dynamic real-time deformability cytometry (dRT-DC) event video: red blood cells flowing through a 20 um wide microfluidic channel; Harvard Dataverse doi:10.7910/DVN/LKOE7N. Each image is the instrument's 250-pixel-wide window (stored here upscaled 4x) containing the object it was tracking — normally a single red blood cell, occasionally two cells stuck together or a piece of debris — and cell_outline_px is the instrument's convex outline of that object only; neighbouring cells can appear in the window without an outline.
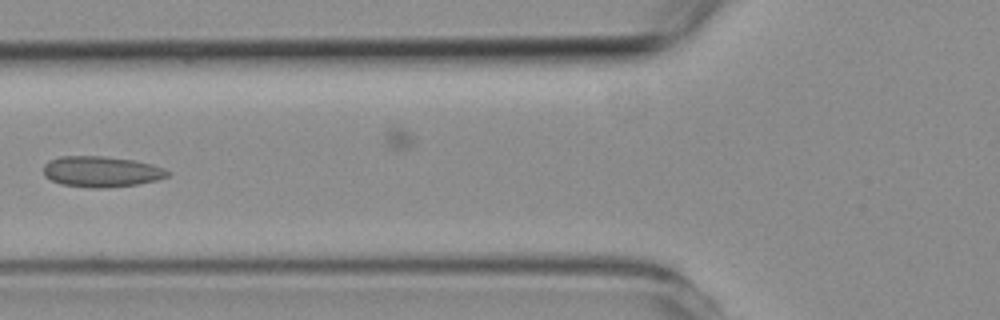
{"species": "common noctule bat (a hibernating species)", "species_latin": "Nyctalus noctula", "temperature_condition": "room temperature", "stored_images_in_passage": 8, "camera_frame_rate_fps": 3000, "um_per_image_px": 0.085, "animal": {"sex": "female", "body_mass_g": 19.3, "forearm_length_mm": 54.1}, "frame": {"image": 1, "passage_image": 6, "time_ms": 6.0, "image_size_px": [1000, 320], "cell_outline_px": [[172, 172], [168, 176], [156, 180], [136, 184], [108, 188], [88, 188], [60, 184], [44, 176], [44, 164], [48, 160], [60, 156], [104, 156], [132, 160], [152, 164], [164, 168]], "centroid_in_image_um": [8.6, 14.59], "position_along_channel_um": 117.2, "area_um2": 22.43}}
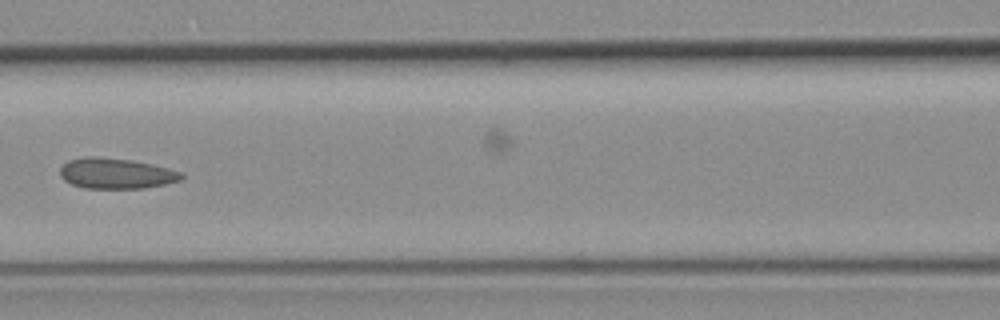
{"frame": {"image": 2, "passage_image": 7, "time_ms": 7.0, "image_size_px": [1000, 320], "cell_outline_px": [[184, 176], [180, 180], [164, 184], [144, 188], [84, 188], [72, 184], [64, 180], [60, 176], [60, 168], [68, 160], [84, 156], [100, 156], [132, 160], [152, 164], [168, 168], [180, 172]], "centroid_in_image_um": [9.83, 14.73], "position_along_channel_um": 156.8, "area_um2": 21.68}}